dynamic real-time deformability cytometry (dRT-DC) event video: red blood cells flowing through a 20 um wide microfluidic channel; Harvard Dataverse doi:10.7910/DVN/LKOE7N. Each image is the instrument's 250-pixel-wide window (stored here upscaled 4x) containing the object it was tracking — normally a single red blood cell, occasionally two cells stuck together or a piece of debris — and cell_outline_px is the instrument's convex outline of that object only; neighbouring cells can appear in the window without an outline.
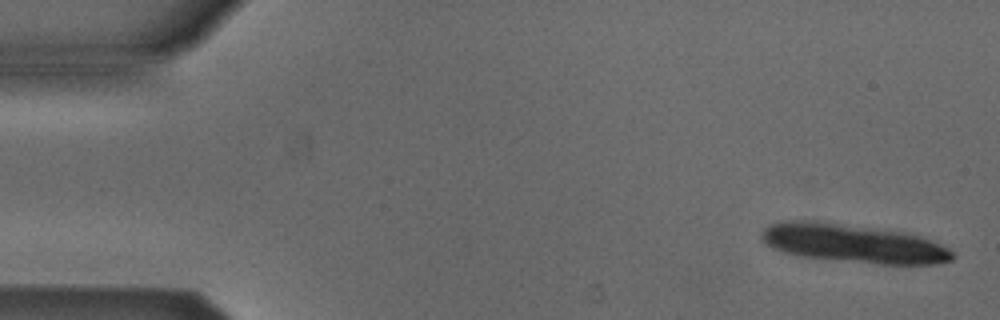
{"species": "Egyptian fruit bat (a non-hibernating species)", "species_latin": "Rousettus aegyptiacus", "temperature_condition": "cold", "stored_images_in_passage": 5, "camera_frame_rate_fps": 3000, "um_per_image_px": 0.085, "animal": {"sex": "male"}, "frame": {"image": 1, "passage_image": 1, "time_ms": 0.0, "image_size_px": [1000, 320], "cell_outline_px": [[956, 256], [952, 260], [936, 264], [880, 264], [800, 256], [784, 252], [772, 248], [764, 244], [760, 240], [760, 232], [768, 224], [784, 220], [816, 220], [904, 232], [920, 236], [940, 244], [948, 248]], "centroid_in_image_um": [72.46, 20.68], "position_along_channel_um": 12.5, "area_um2": 43.18}}
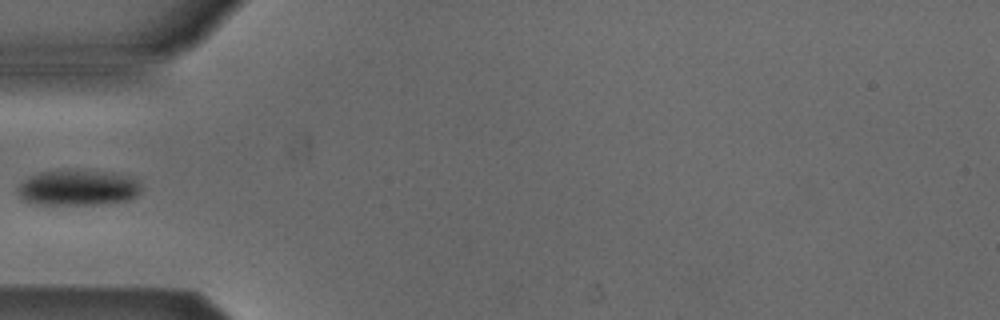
{"frame": {"image": 2, "passage_image": 5, "time_ms": 1.333, "image_size_px": [1000, 320], "cell_outline_px": [[140, 192], [136, 196], [128, 200], [100, 204], [32, 204], [24, 200], [20, 196], [16, 188], [28, 176], [40, 172], [68, 168], [112, 172], [136, 180], [140, 184]], "centroid_in_image_um": [6.58, 15.93], "position_along_channel_um": 78.4, "area_um2": 26.01}}